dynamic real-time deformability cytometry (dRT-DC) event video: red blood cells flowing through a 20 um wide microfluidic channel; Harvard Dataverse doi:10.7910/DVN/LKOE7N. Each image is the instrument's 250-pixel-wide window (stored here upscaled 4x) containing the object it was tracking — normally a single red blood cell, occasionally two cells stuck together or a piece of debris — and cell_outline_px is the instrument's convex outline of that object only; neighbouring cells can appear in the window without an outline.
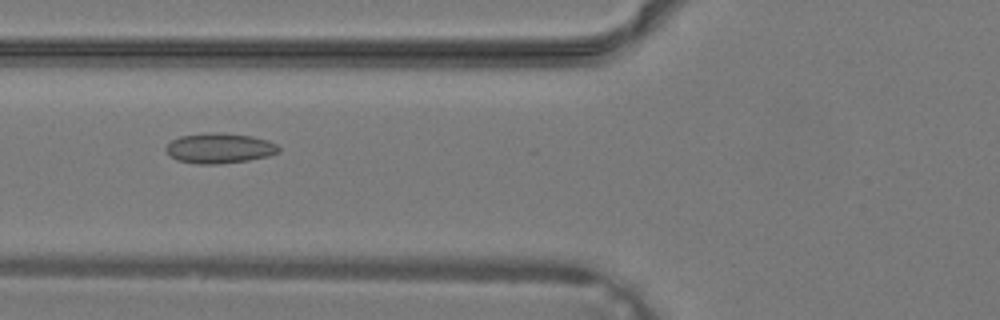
{"species": "common noctule bat (a hibernating species)", "species_latin": "Nyctalus noctula", "temperature_condition": "warm", "stored_images_in_passage": 39, "camera_frame_rate_fps": 3000, "um_per_image_px": 0.085, "animal": {"sex": "male", "body_mass_g": 19.2, "forearm_length_mm": 51.8}, "frame": {"image": 1, "passage_image": 16, "time_ms": 5.0, "image_size_px": [1000, 320], "cell_outline_px": [[280, 152], [268, 156], [248, 160], [220, 164], [196, 164], [176, 160], [164, 148], [172, 140], [180, 136], [204, 132], [252, 136], [268, 140], [276, 144], [280, 148]], "centroid_in_image_um": [18.66, 12.6], "position_along_channel_um": 107.1, "area_um2": 19.77}}
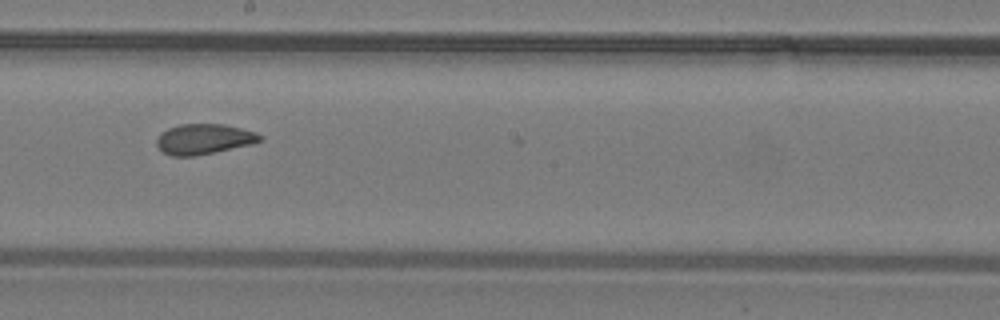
{"frame": {"image": 2, "passage_image": 23, "time_ms": 7.333, "image_size_px": [1000, 320], "cell_outline_px": [[264, 136], [260, 140], [252, 144], [216, 152], [196, 156], [172, 156], [164, 152], [156, 144], [156, 140], [168, 128], [180, 124], [224, 124], [256, 132]], "centroid_in_image_um": [17.36, 11.82], "position_along_channel_um": 230.8, "area_um2": 18.15}}
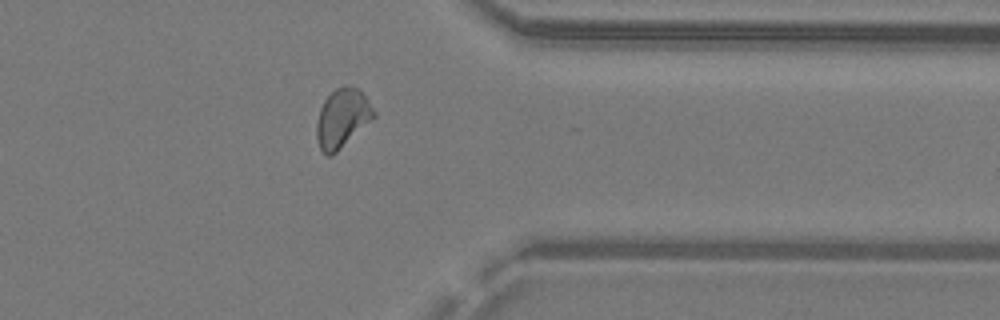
{"frame": {"image": 3, "passage_image": 32, "time_ms": 10.333, "image_size_px": [1000, 320], "cell_outline_px": [[376, 116], [332, 156], [328, 156], [320, 148], [316, 136], [316, 124], [320, 108], [324, 100], [336, 88], [344, 84], [360, 88], [376, 112]], "centroid_in_image_um": [29.1, 10.01], "position_along_channel_um": 382.3, "area_um2": 19.65}}